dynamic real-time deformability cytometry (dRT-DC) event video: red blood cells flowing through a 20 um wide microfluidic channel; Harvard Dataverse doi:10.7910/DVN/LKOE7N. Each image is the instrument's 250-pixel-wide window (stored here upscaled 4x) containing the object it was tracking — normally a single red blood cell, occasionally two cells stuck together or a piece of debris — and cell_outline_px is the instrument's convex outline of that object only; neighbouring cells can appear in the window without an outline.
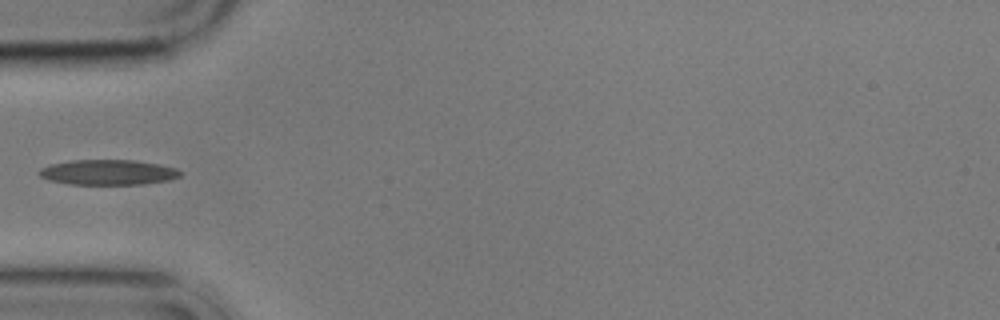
{"species": "common noctule bat (a hibernating species)", "species_latin": "Nyctalus noctula", "temperature_condition": "cold", "stored_images_in_passage": 6, "camera_frame_rate_fps": 3000, "um_per_image_px": 0.085, "animal": {"sex": "male", "body_mass_g": 17.9}, "frame": {"image": 1, "passage_image": 6, "time_ms": 5.667, "image_size_px": [1000, 320], "cell_outline_px": [[180, 176], [168, 180], [140, 184], [68, 184], [48, 180], [40, 176], [36, 172], [40, 168], [52, 164], [72, 160], [132, 160], [160, 164], [176, 168], [180, 172]], "centroid_in_image_um": [9.14, 14.64], "position_along_channel_um": 75.9, "area_um2": 20.63}}